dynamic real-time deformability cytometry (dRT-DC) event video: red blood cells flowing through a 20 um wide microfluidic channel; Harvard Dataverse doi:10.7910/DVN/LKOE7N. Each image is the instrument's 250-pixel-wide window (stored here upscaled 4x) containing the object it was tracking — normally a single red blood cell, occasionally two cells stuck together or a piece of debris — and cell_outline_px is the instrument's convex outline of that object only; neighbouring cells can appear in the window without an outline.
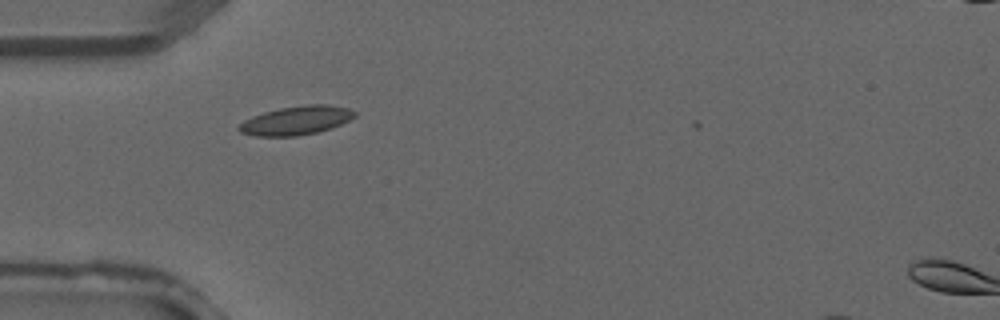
{"species": "common noctule bat (a hibernating species)", "species_latin": "Nyctalus noctula", "temperature_condition": "warm", "stored_images_in_passage": 2, "camera_frame_rate_fps": 3000, "um_per_image_px": 0.085, "animal": {"sex": "male", "forearm_length_mm": 52.5}, "frame": {"image": 1, "passage_image": 2, "time_ms": 0.333, "image_size_px": [1000, 320], "cell_outline_px": [[356, 116], [332, 128], [316, 132], [296, 136], [256, 136], [240, 132], [236, 128], [244, 120], [252, 116], [264, 112], [280, 108], [304, 104], [328, 104], [348, 108], [356, 112]], "centroid_in_image_um": [25.17, 10.23], "position_along_channel_um": 59.8, "area_um2": 19.42}}